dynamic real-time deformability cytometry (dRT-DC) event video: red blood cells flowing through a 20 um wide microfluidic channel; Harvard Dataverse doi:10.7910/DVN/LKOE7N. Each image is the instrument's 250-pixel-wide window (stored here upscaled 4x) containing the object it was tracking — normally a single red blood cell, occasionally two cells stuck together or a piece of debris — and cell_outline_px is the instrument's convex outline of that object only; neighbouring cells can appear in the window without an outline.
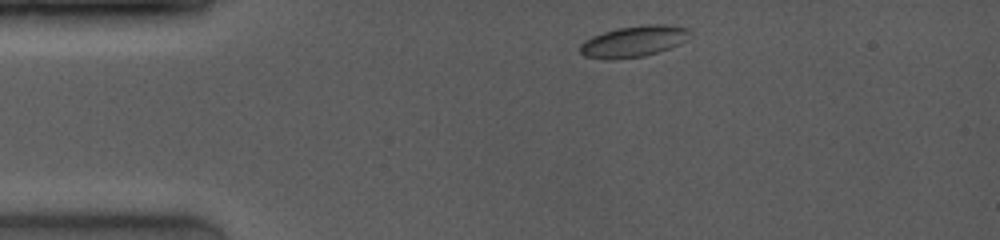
{"species": "common noctule bat (a hibernating species)", "species_latin": "Nyctalus noctula", "temperature_condition": "room temperature", "stored_images_in_passage": 5, "camera_frame_rate_fps": 4000, "um_per_image_px": 0.085, "animal": {"sex": "female", "body_mass_g": 19.0, "forearm_length_mm": 53.3}, "frame": {"image": 1, "passage_image": 1, "time_ms": 0.0, "image_size_px": [1000, 240], "cell_outline_px": [[688, 32], [684, 40], [680, 44], [644, 56], [612, 60], [608, 60], [584, 56], [580, 52], [580, 44], [584, 40], [592, 36], [604, 32], [620, 28], [644, 24], [668, 24], [688, 28]], "centroid_in_image_um": [53.81, 3.52], "position_along_channel_um": 31.2, "area_um2": 19.77}}
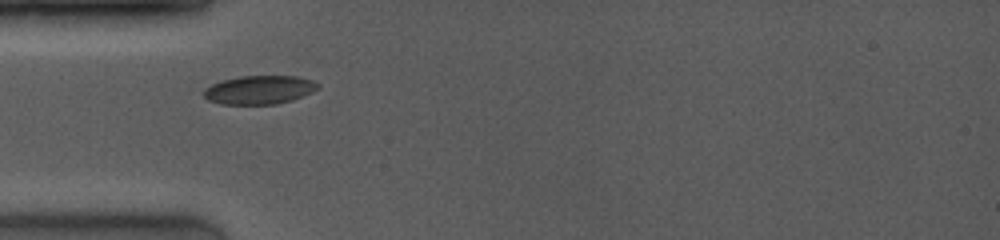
{"frame": {"image": 2, "passage_image": 3, "time_ms": 2.0, "image_size_px": [1000, 240], "cell_outline_px": [[320, 88], [312, 92], [292, 100], [276, 104], [220, 104], [208, 100], [200, 92], [204, 88], [220, 80], [240, 76], [296, 76], [312, 80], [320, 84]], "centroid_in_image_um": [22.02, 7.63], "position_along_channel_um": 63.0, "area_um2": 19.25}}